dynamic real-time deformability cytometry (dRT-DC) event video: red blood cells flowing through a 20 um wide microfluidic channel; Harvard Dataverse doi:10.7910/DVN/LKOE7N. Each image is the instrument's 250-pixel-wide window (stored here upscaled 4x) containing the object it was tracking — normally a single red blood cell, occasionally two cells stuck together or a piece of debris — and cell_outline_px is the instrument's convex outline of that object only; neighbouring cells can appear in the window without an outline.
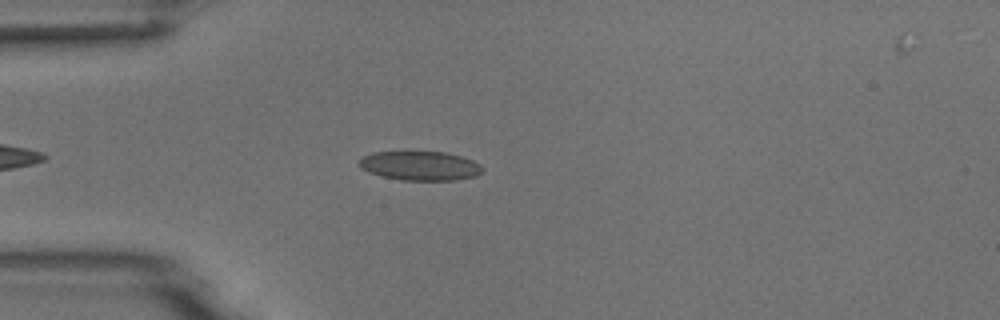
{"species": "common noctule bat (a hibernating species)", "species_latin": "Nyctalus noctula", "temperature_condition": "room temperature", "stored_images_in_passage": 5, "camera_frame_rate_fps": 3000, "um_per_image_px": 0.085, "animal": {"sex": "male", "body_mass_g": 18.8}, "frame": {"image": 1, "passage_image": 5, "time_ms": 4.667, "image_size_px": [1000, 320], "cell_outline_px": [[484, 168], [476, 176], [456, 180], [400, 180], [380, 176], [368, 172], [360, 168], [360, 160], [364, 156], [372, 152], [444, 152], [460, 156], [472, 160], [480, 164]], "centroid_in_image_um": [35.7, 14.1], "position_along_channel_um": 49.3, "area_um2": 20.92}}